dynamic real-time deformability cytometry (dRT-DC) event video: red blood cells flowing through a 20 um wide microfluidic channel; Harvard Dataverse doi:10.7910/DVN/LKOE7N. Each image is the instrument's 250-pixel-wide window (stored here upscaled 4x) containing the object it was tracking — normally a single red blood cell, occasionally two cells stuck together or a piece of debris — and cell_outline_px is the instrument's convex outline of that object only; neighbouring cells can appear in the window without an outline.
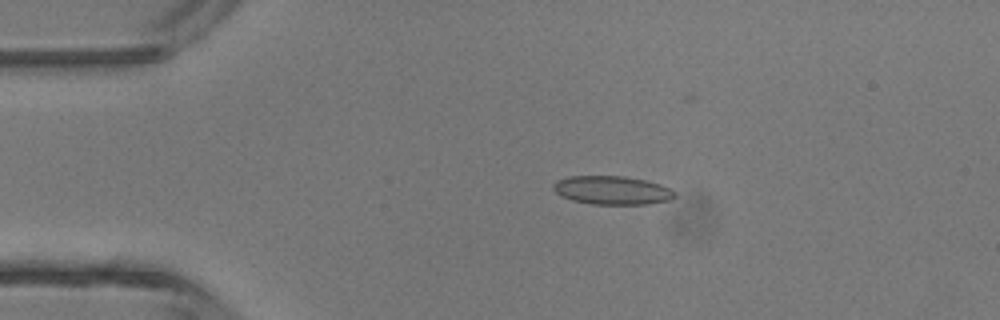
{"species": "common noctule bat (a hibernating species)", "species_latin": "Nyctalus noctula", "temperature_condition": "room temperature", "stored_images_in_passage": 4, "camera_frame_rate_fps": 3000, "um_per_image_px": 0.085, "animal": {"sex": "male", "body_mass_g": 13.3}, "frame": {"image": 1, "passage_image": 3, "time_ms": 0.667, "image_size_px": [1000, 320], "cell_outline_px": [[676, 196], [672, 200], [648, 204], [592, 204], [572, 200], [560, 196], [552, 188], [552, 184], [556, 180], [568, 176], [624, 176], [644, 180], [660, 184], [676, 192]], "centroid_in_image_um": [52.02, 16.17], "position_along_channel_um": 33.0, "area_um2": 20.35}}